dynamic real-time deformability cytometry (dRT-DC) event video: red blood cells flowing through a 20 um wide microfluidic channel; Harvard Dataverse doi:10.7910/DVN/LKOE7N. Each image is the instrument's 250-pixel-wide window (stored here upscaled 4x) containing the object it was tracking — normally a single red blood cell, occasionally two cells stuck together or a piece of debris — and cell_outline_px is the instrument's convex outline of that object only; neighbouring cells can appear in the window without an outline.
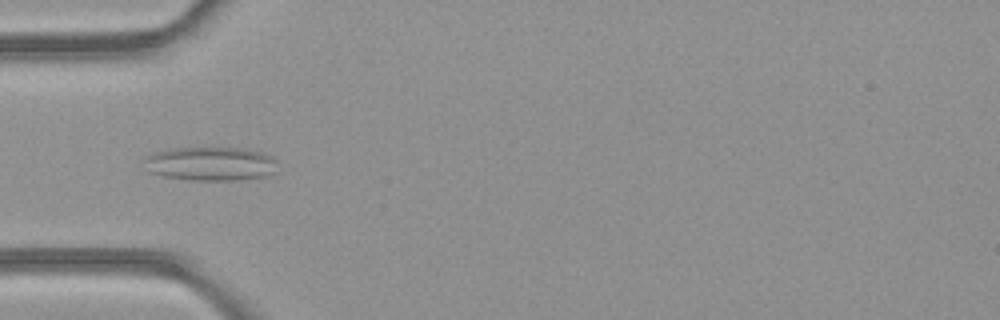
{"species": "common noctule bat (a hibernating species)", "species_latin": "Nyctalus noctula", "temperature_condition": "room temperature", "stored_images_in_passage": 6, "camera_frame_rate_fps": 3000, "um_per_image_px": 0.085, "animal": {"sex": "female", "body_mass_g": 21.9}, "frame": {"image": 1, "passage_image": 4, "time_ms": 1.0, "image_size_px": [1000, 320], "cell_outline_px": [[276, 172], [268, 176], [240, 180], [188, 180], [164, 176], [148, 172], [140, 160], [144, 156], [156, 152], [176, 148], [244, 148], [264, 152], [272, 156], [276, 160]], "centroid_in_image_um": [17.89, 13.92], "position_along_channel_um": 67.1, "area_um2": 26.82}}